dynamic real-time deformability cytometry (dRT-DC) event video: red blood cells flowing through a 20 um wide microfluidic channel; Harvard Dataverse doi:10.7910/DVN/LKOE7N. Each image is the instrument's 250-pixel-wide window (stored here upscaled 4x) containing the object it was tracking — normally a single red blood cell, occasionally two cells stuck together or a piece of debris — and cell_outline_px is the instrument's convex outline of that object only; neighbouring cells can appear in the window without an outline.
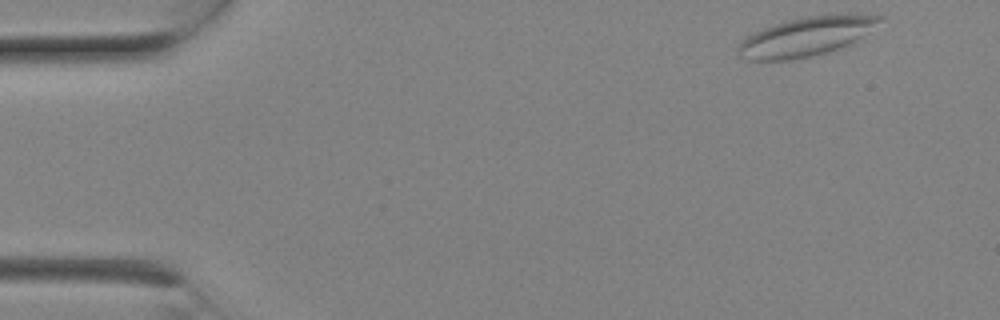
{"species": "Egyptian fruit bat (a non-hibernating species)", "species_latin": "Rousettus aegyptiacus", "temperature_condition": "room temperature", "stored_images_in_passage": 7, "camera_frame_rate_fps": 3000, "um_per_image_px": 0.085, "animal": {"sex": "female"}, "frame": {"image": 1, "passage_image": 1, "time_ms": 0.0, "image_size_px": [1000, 320], "cell_outline_px": [[884, 20], [856, 40], [848, 44], [812, 56], [788, 60], [748, 60], [740, 56], [736, 52], [736, 48], [748, 36], [764, 28], [788, 20], [808, 16], [844, 12], [848, 12], [884, 16]], "centroid_in_image_um": [68.57, 3.07], "position_along_channel_um": 16.4, "area_um2": 32.08}}